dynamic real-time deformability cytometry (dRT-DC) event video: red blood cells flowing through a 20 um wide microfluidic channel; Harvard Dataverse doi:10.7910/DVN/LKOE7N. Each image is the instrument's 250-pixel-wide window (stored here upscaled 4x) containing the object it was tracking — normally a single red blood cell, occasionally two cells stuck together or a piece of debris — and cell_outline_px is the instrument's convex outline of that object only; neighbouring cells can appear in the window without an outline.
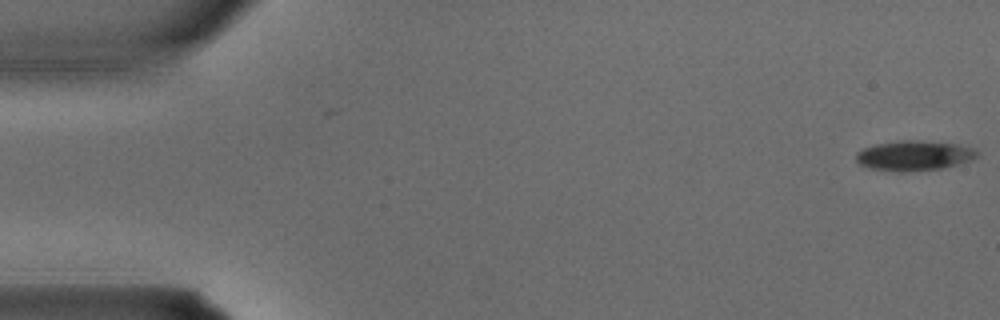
{"species": "common noctule bat (a hibernating species)", "species_latin": "Nyctalus noctula", "temperature_condition": "warm", "stored_images_in_passage": 3, "camera_frame_rate_fps": 3000, "um_per_image_px": 0.085, "animal": {"sex": "male", "body_mass_g": 15.6}, "frame": {"image": 1, "passage_image": 1, "time_ms": 0.0, "image_size_px": [1000, 320], "cell_outline_px": [[980, 152], [972, 160], [944, 168], [904, 172], [896, 172], [872, 168], [860, 164], [856, 160], [856, 152], [864, 148], [876, 144], [900, 140], [920, 140], [956, 144], [976, 148]], "centroid_in_image_um": [77.73, 13.22], "position_along_channel_um": 7.3, "area_um2": 21.27}}
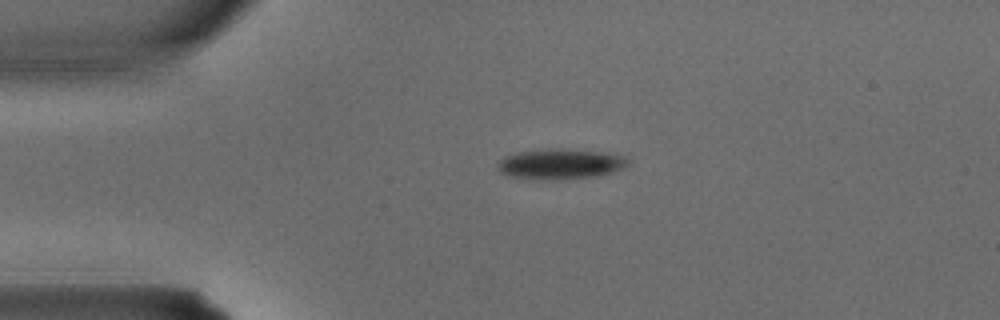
{"frame": {"image": 2, "passage_image": 3, "time_ms": 0.667, "image_size_px": [1000, 320], "cell_outline_px": [[628, 164], [624, 168], [612, 172], [596, 176], [556, 180], [548, 180], [512, 176], [500, 172], [496, 168], [496, 164], [504, 156], [520, 152], [560, 148], [604, 152], [624, 156], [628, 160]], "centroid_in_image_um": [47.64, 13.94], "position_along_channel_um": 37.4, "area_um2": 22.89}}